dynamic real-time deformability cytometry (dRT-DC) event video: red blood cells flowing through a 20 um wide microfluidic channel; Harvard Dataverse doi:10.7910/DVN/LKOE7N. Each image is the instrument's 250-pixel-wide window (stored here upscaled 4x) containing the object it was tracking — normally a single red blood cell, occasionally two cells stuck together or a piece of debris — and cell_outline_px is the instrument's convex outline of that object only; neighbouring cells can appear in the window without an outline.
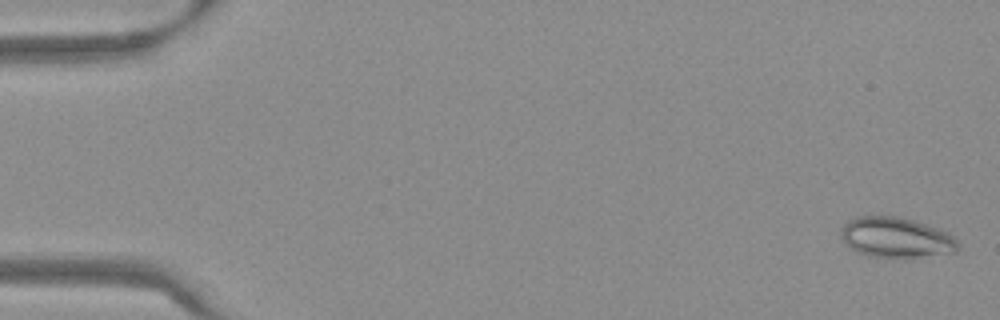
{"species": "Egyptian fruit bat (a non-hibernating species)", "species_latin": "Rousettus aegyptiacus", "temperature_condition": "warm", "stored_images_in_passage": 54, "camera_frame_rate_fps": 3000, "um_per_image_px": 0.085, "frame": {"image": 1, "passage_image": 2, "time_ms": 0.333, "image_size_px": [1000, 320], "cell_outline_px": [[960, 248], [956, 252], [904, 260], [868, 256], [856, 252], [840, 236], [840, 228], [848, 220], [856, 216], [896, 216], [912, 220], [940, 228], [948, 232], [960, 240]], "centroid_in_image_um": [76.23, 20.22], "position_along_channel_um": 8.8, "area_um2": 28.5}}
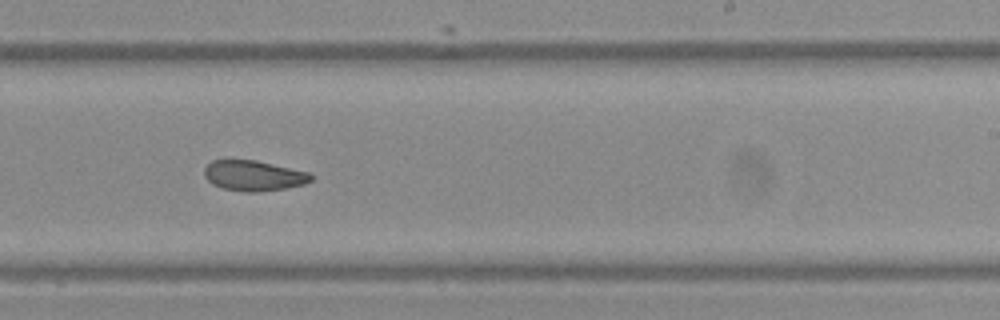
{"frame": {"image": 2, "passage_image": 34, "time_ms": 11.0, "image_size_px": [1000, 320], "cell_outline_px": [[312, 180], [304, 184], [284, 188], [256, 192], [244, 192], [224, 188], [212, 184], [204, 176], [204, 168], [212, 160], [224, 156], [256, 160], [308, 172], [312, 176]], "centroid_in_image_um": [21.47, 14.88], "position_along_channel_um": 267.5, "area_um2": 19.36}}
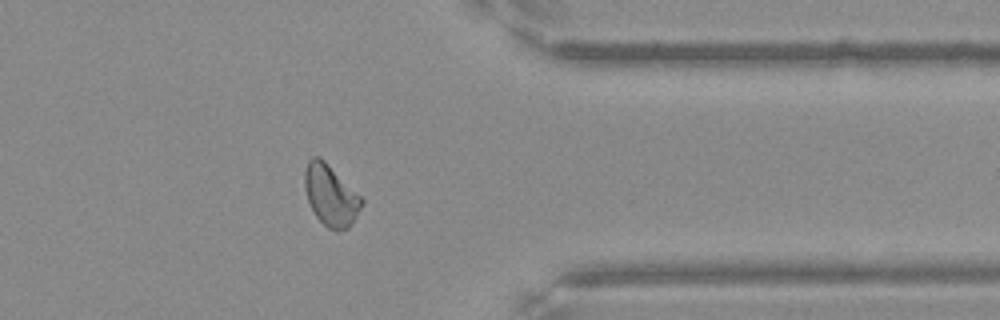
{"frame": {"image": 3, "passage_image": 44, "time_ms": 14.333, "image_size_px": [1000, 320], "cell_outline_px": [[364, 204], [348, 228], [336, 232], [328, 228], [316, 216], [308, 200], [304, 188], [304, 168], [308, 160], [312, 156], [320, 156], [364, 200]], "centroid_in_image_um": [28.09, 16.6], "position_along_channel_um": 383.3, "area_um2": 20.17}, "authors_computed_cell_mechanics": {"area_um2": 20.3167, "velocity_mm_per_s": 3.8125, "shape_relaxation_time_tau1_ms": null, "shape_relaxation_time_tau2_ms": 4.5803, "deformation_change_tau1": null, "deformation_change_tau2": 0.1114}}